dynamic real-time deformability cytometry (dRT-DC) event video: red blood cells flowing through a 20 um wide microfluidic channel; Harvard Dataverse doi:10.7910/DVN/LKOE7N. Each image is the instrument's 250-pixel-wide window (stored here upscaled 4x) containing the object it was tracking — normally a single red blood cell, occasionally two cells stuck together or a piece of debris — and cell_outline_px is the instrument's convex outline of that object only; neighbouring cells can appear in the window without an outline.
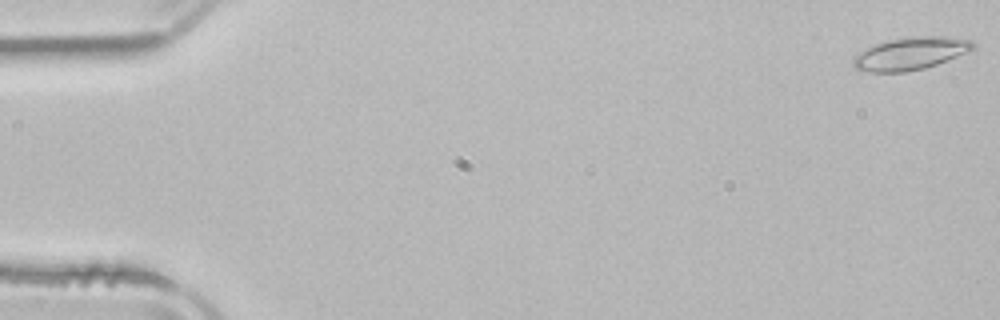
{"species": "common noctule bat (a hibernating species)", "species_latin": "Nyctalus noctula", "temperature_condition": "room temperature", "stored_images_in_passage": 16, "camera_frame_rate_fps": 3000, "um_per_image_px": 0.085, "animal": {"sex": "male", "body_mass_g": 21.5, "forearm_length_mm": 52.0}, "frame": {"image": 1, "passage_image": 1, "time_ms": 0.0, "image_size_px": [1000, 320], "cell_outline_px": [[976, 48], [968, 52], [936, 64], [924, 68], [904, 72], [868, 72], [856, 68], [852, 64], [852, 60], [860, 52], [872, 44], [888, 40], [912, 36], [948, 36], [972, 40], [976, 44]], "centroid_in_image_um": [77.42, 4.53], "position_along_channel_um": 7.6, "area_um2": 22.83}}
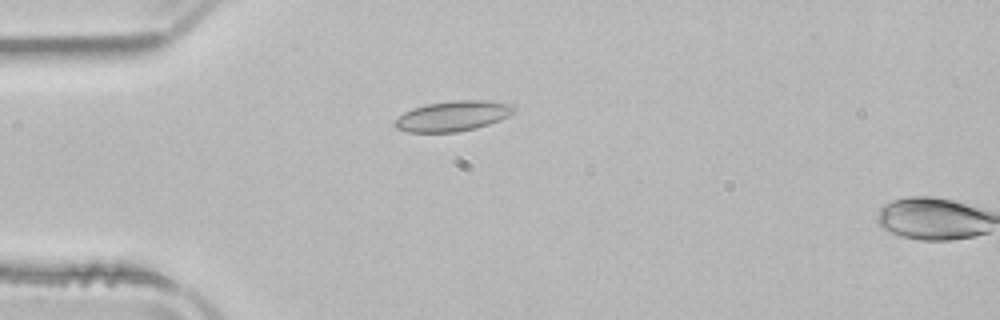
{"frame": {"image": 2, "passage_image": 14, "time_ms": 4.333, "image_size_px": [1000, 320], "cell_outline_px": [[516, 108], [508, 116], [500, 120], [476, 128], [456, 132], [408, 132], [396, 128], [392, 124], [404, 112], [412, 108], [424, 104], [452, 100], [488, 100], [516, 104]], "centroid_in_image_um": [38.5, 9.84], "position_along_channel_um": 46.5, "area_um2": 21.21}}